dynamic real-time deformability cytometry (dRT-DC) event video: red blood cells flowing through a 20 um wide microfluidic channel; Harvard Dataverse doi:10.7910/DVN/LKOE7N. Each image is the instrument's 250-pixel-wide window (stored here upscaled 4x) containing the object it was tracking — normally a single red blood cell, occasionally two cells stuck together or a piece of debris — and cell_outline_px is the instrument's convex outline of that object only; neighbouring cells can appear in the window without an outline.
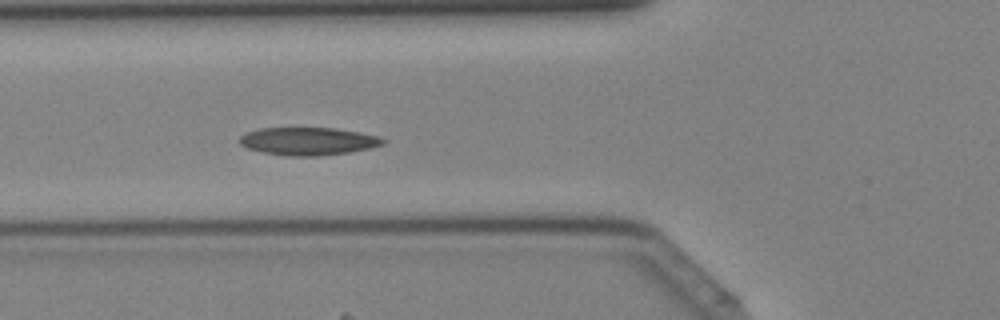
{"species": "Egyptian fruit bat (a non-hibernating species)", "species_latin": "Rousettus aegyptiacus", "temperature_condition": "cold", "stored_images_in_passage": 29, "camera_frame_rate_fps": 3000, "um_per_image_px": 0.085, "animal": {"sex": "female"}, "frame": {"image": 1, "passage_image": 3, "time_ms": 0.667, "image_size_px": [1000, 320], "cell_outline_px": [[388, 140], [384, 144], [368, 148], [348, 152], [320, 156], [288, 156], [264, 152], [248, 148], [240, 144], [240, 136], [244, 132], [260, 128], [336, 128], [360, 132], [380, 136]], "centroid_in_image_um": [26.21, 11.99], "position_along_channel_um": 99.6, "area_um2": 23.29}}
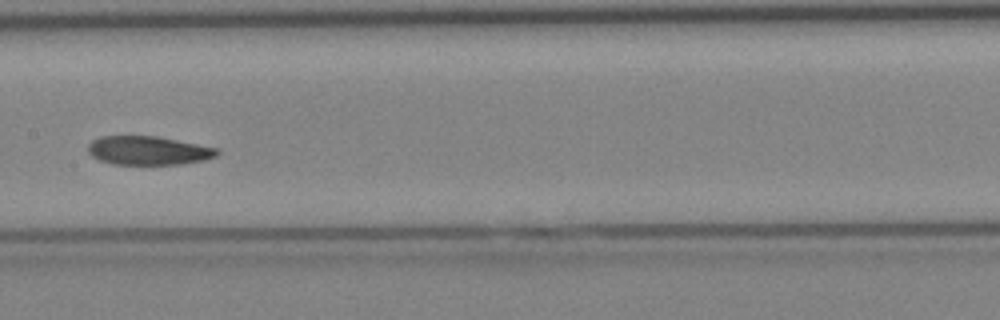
{"frame": {"image": 2, "passage_image": 9, "time_ms": 2.667, "image_size_px": [1000, 320], "cell_outline_px": [[220, 152], [216, 156], [204, 160], [180, 164], [112, 164], [100, 160], [92, 156], [88, 152], [88, 144], [92, 140], [100, 136], [156, 136], [220, 148]], "centroid_in_image_um": [12.62, 12.79], "position_along_channel_um": 194.8, "area_um2": 21.68}}
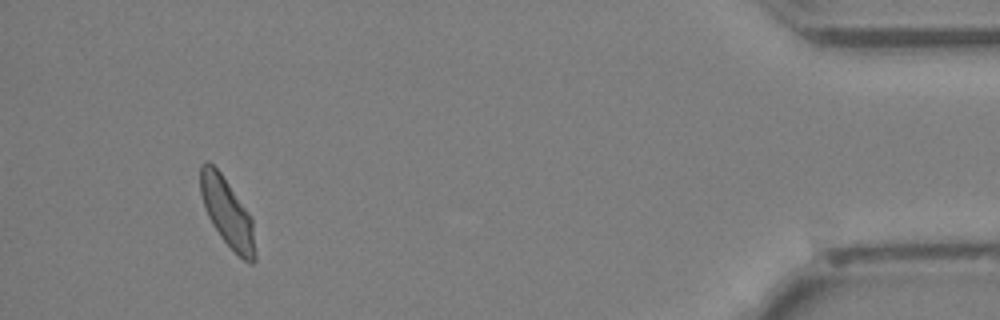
{"frame": {"image": 3, "passage_image": 27, "time_ms": 8.667, "image_size_px": [1000, 320], "cell_outline_px": [[256, 260], [252, 264], [248, 264], [220, 236], [212, 224], [208, 216], [200, 192], [200, 164], [204, 160], [208, 160], [220, 172], [248, 212], [252, 220], [256, 252]], "centroid_in_image_um": [19.31, 18.06], "position_along_channel_um": 415.9, "area_um2": 21.62}}